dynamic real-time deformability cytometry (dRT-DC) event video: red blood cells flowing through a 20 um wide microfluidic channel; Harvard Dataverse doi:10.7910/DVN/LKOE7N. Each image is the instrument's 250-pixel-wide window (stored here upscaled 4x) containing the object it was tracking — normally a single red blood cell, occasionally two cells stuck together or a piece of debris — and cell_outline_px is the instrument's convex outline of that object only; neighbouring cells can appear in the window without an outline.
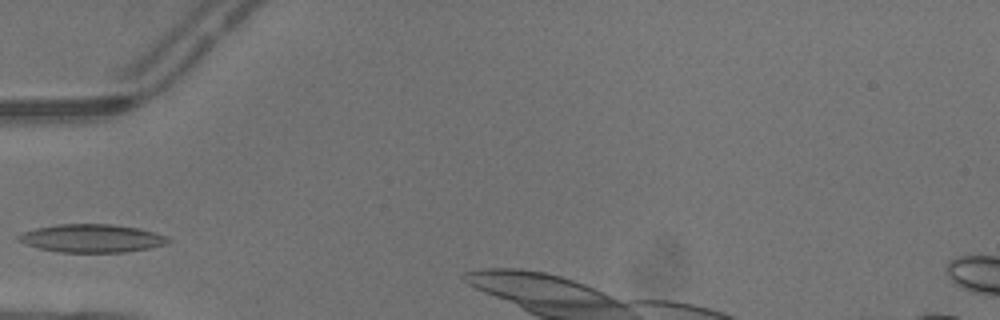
{"species": "common noctule bat (a hibernating species)", "species_latin": "Nyctalus noctula", "temperature_condition": "warm", "stored_images_in_passage": 2, "camera_frame_rate_fps": 3000, "um_per_image_px": 0.085, "animal": {"sex": "male", "body_mass_g": 13.3}, "frame": {"image": 1, "passage_image": 2, "time_ms": 0.333, "image_size_px": [1000, 320], "cell_outline_px": [[172, 240], [168, 244], [152, 248], [124, 252], [60, 252], [40, 248], [24, 244], [16, 240], [16, 236], [24, 232], [36, 228], [60, 224], [112, 224], [140, 228], [156, 232], [168, 236]], "centroid_in_image_um": [7.86, 20.25], "position_along_channel_um": 77.1, "area_um2": 24.8}}